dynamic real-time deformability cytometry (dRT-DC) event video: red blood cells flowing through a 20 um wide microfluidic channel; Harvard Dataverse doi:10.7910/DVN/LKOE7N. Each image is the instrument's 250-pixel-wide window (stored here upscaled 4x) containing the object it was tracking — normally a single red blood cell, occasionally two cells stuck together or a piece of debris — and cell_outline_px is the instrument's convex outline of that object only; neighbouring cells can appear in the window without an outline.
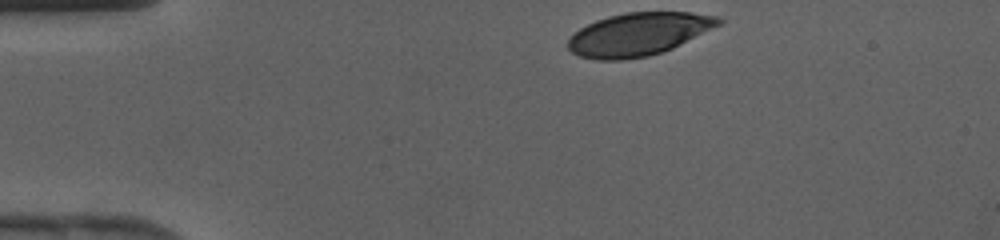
{"species": "human", "species_latin": "Homo sapiens", "temperature_condition": "cold", "stored_images_in_passage": 29, "camera_frame_rate_fps": 3000, "um_per_image_px": 0.085, "donor": {"sex": "female"}, "frame": {"image": 1, "passage_image": 1, "time_ms": 0.0, "image_size_px": [1000, 240], "cell_outline_px": [[724, 20], [720, 24], [664, 52], [648, 56], [624, 60], [596, 60], [580, 56], [572, 52], [568, 48], [568, 40], [580, 28], [596, 20], [608, 16], [624, 12], [692, 12], [720, 16]], "centroid_in_image_um": [54.28, 2.9], "position_along_channel_um": 30.7, "area_um2": 37.57}}
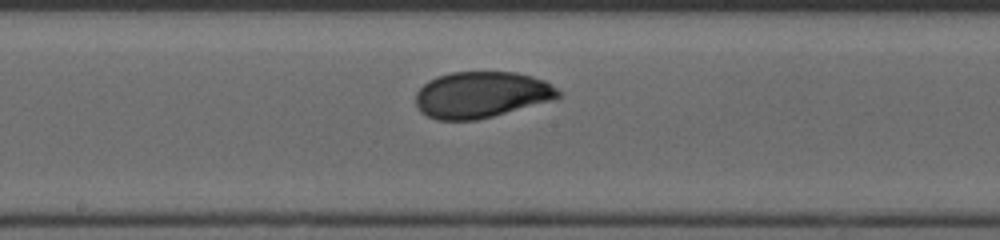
{"frame": {"image": 2, "passage_image": 16, "time_ms": 5.0, "image_size_px": [1000, 240], "cell_outline_px": [[564, 96], [552, 100], [492, 116], [476, 120], [436, 120], [420, 112], [416, 104], [416, 92], [428, 80], [436, 76], [452, 72], [516, 72], [532, 76], [544, 80], [556, 88]], "centroid_in_image_um": [40.9, 8.05], "position_along_channel_um": 207.3, "area_um2": 38.44}}
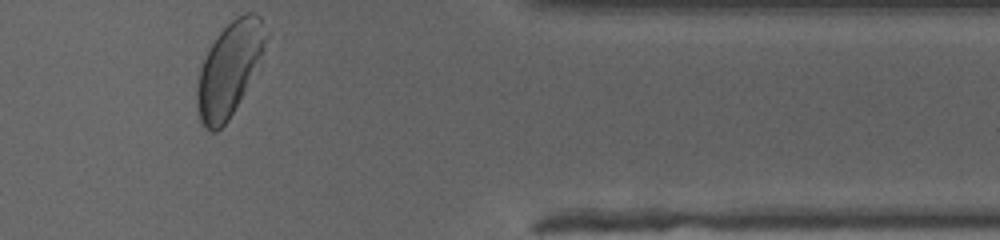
{"frame": {"image": 3, "passage_image": 29, "time_ms": 9.333, "image_size_px": [1000, 240], "cell_outline_px": [[272, 32], [260, 68], [228, 120], [216, 132], [212, 132], [204, 128], [200, 120], [196, 104], [196, 88], [200, 68], [216, 36], [236, 16], [244, 12], [256, 12], [260, 16]], "centroid_in_image_um": [19.59, 5.81], "position_along_channel_um": 391.8, "area_um2": 38.78}}